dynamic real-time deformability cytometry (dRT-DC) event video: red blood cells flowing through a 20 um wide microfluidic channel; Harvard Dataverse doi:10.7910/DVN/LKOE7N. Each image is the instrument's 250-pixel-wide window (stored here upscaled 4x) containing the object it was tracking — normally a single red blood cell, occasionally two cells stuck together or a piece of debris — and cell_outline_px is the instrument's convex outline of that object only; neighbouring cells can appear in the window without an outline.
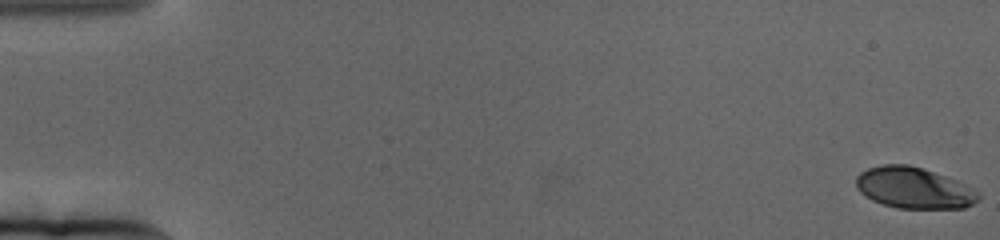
{"species": "human", "species_latin": "Homo sapiens", "temperature_condition": "cold", "stored_images_in_passage": 66, "camera_frame_rate_fps": 3000, "um_per_image_px": 0.085, "donor": {"sex": "female"}, "frame": {"image": 1, "passage_image": 1, "time_ms": 0.0, "image_size_px": [1000, 240], "cell_outline_px": [[980, 196], [972, 204], [964, 208], [896, 208], [872, 200], [864, 196], [856, 188], [856, 176], [860, 172], [868, 168], [880, 164], [908, 164], [956, 180], [980, 192]], "centroid_in_image_um": [77.64, 15.97], "position_along_channel_um": 7.4, "area_um2": 29.25}}
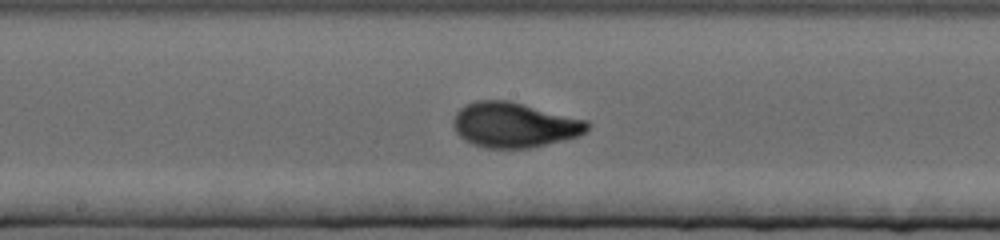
{"frame": {"image": 2, "passage_image": 36, "time_ms": 11.667, "image_size_px": [1000, 240], "cell_outline_px": [[592, 124], [584, 132], [576, 136], [564, 140], [528, 148], [484, 148], [472, 144], [464, 140], [456, 132], [452, 124], [452, 120], [456, 112], [464, 104], [476, 100], [508, 100], [588, 120]], "centroid_in_image_um": [43.68, 10.61], "position_along_channel_um": 204.5, "area_um2": 35.37}}
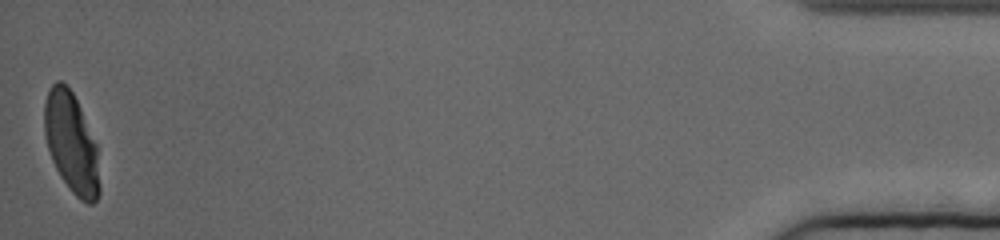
{"frame": {"image": 3, "passage_image": 66, "time_ms": 21.667, "image_size_px": [1000, 240], "cell_outline_px": [[100, 192], [96, 200], [92, 204], [88, 204], [80, 200], [72, 192], [60, 176], [52, 160], [48, 148], [44, 132], [44, 104], [48, 92], [52, 84], [56, 80], [60, 80], [72, 92], [80, 108], [96, 144], [100, 188]], "centroid_in_image_um": [6.06, 12.18], "position_along_channel_um": 429.1, "area_um2": 31.91}, "authors_computed_cell_mechanics": {"area_um2": 32.6281, "velocity_mm_per_s": 3.1143, "shape_relaxation_time_tau1_ms": 4.4498, "shape_relaxation_time_tau2_ms": null, "deformation_change_tau1": 0.1827, "deformation_change_tau2": null}}